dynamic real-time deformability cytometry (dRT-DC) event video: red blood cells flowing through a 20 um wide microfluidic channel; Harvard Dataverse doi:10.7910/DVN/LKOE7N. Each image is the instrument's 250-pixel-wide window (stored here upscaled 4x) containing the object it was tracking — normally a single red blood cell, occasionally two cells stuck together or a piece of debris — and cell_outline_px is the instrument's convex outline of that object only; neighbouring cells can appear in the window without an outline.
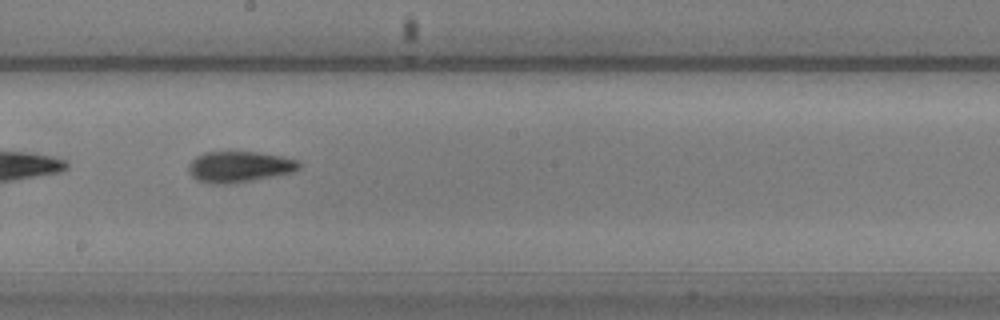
{"species": "common noctule bat (a hibernating species)", "species_latin": "Nyctalus noctula", "temperature_condition": "warm", "stored_images_in_passage": 37, "camera_frame_rate_fps": 3000, "um_per_image_px": 0.085, "animal": {"sex": "male", "body_mass_g": 20.5, "forearm_length_mm": 52.5}, "frame": {"image": 1, "passage_image": 16, "time_ms": 5.0, "image_size_px": [1000, 320], "cell_outline_px": [[300, 168], [296, 172], [232, 184], [212, 184], [196, 180], [188, 172], [188, 164], [196, 156], [204, 152], [256, 152], [280, 156], [300, 160]], "centroid_in_image_um": [20.35, 14.19], "position_along_channel_um": 227.9, "area_um2": 20.23}}
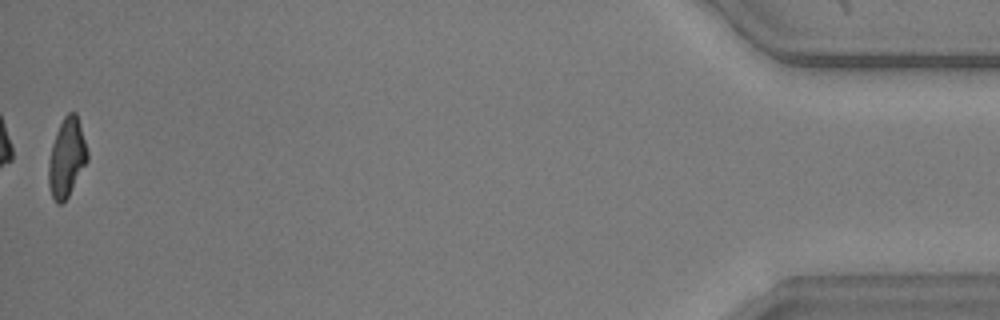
{"frame": {"image": 2, "passage_image": 37, "time_ms": 12.0, "image_size_px": [1000, 320], "cell_outline_px": [[88, 160], [68, 196], [60, 204], [56, 204], [52, 196], [48, 184], [48, 164], [52, 144], [56, 132], [64, 116], [68, 112], [76, 112], [80, 124], [88, 152]], "centroid_in_image_um": [5.66, 13.39], "position_along_channel_um": 429.5, "area_um2": 17.69}, "authors_computed_cell_mechanics": {"area_um2": 18.9584, "velocity_mm_per_s": 4.1358, "shape_relaxation_time_tau1_ms": 4.4523, "shape_relaxation_time_tau2_ms": 2.2984, "deformation_change_tau1": 0.1714, "deformation_change_tau2": 0.1134}}